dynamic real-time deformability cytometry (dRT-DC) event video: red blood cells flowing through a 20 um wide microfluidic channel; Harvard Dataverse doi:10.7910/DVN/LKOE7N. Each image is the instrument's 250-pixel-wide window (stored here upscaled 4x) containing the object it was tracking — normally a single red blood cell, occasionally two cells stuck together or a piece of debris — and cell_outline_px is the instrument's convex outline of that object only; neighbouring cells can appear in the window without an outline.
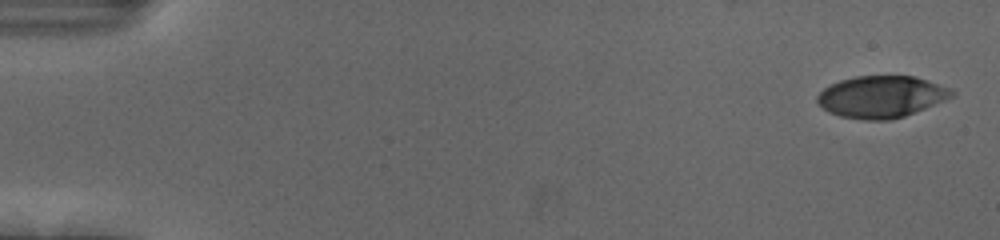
{"species": "human", "species_latin": "Homo sapiens", "temperature_condition": "cold", "stored_images_in_passage": 55, "camera_frame_rate_fps": 3000, "um_per_image_px": 0.085, "donor": {"sex": "female"}, "frame": {"image": 1, "passage_image": 2, "time_ms": 0.333, "image_size_px": [1000, 240], "cell_outline_px": [[956, 92], [952, 96], [924, 108], [904, 116], [888, 120], [864, 120], [840, 116], [828, 112], [816, 100], [816, 96], [824, 88], [840, 80], [856, 76], [912, 76], [952, 88]], "centroid_in_image_um": [74.89, 8.22], "position_along_channel_um": 10.1, "area_um2": 32.43}}
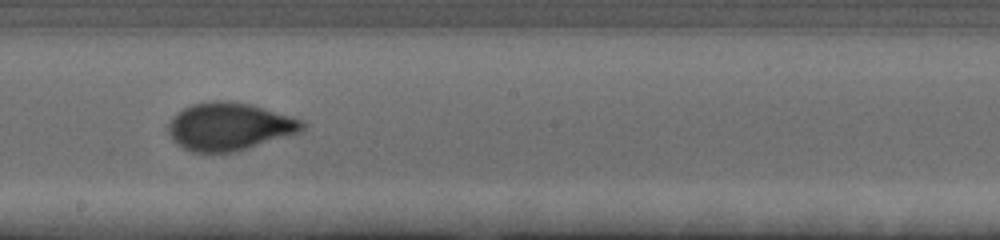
{"frame": {"image": 2, "passage_image": 32, "time_ms": 10.333, "image_size_px": [1000, 240], "cell_outline_px": [[304, 128], [296, 132], [236, 152], [192, 152], [176, 144], [168, 132], [168, 124], [172, 116], [176, 112], [192, 104], [216, 100], [228, 100], [248, 104], [264, 108], [300, 120], [304, 124]], "centroid_in_image_um": [19.39, 10.75], "position_along_channel_um": 228.8, "area_um2": 36.7}}
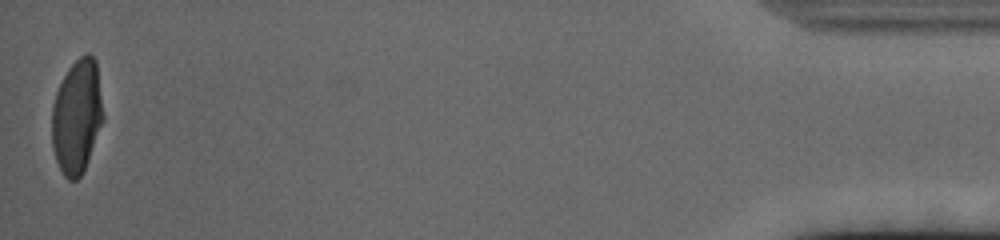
{"frame": {"image": 3, "passage_image": 55, "time_ms": 18.0, "image_size_px": [1000, 240], "cell_outline_px": [[104, 120], [88, 160], [80, 176], [76, 180], [68, 180], [64, 176], [56, 160], [52, 148], [52, 104], [56, 92], [68, 68], [84, 52], [88, 52], [96, 60], [104, 116]], "centroid_in_image_um": [6.54, 9.88], "position_along_channel_um": 428.7, "area_um2": 34.22}, "authors_computed_cell_mechanics": {"area_um2": 35.0846, "velocity_mm_per_s": 3.7154, "shape_relaxation_time_tau1_ms": 3.8048, "shape_relaxation_time_tau2_ms": null, "deformation_change_tau1": 0.1933, "deformation_change_tau2": null}}